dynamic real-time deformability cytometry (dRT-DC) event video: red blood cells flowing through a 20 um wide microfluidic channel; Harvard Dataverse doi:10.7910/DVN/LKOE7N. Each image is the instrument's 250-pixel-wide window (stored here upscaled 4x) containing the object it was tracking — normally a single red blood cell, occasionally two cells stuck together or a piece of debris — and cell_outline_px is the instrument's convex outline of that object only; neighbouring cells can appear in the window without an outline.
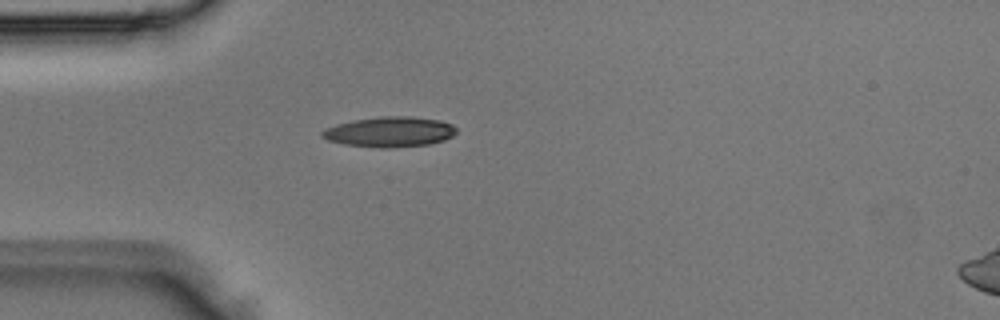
{"species": "Egyptian fruit bat (a non-hibernating species)", "species_latin": "Rousettus aegyptiacus", "temperature_condition": "room temperature", "stored_images_in_passage": 2, "segment_of_instrument_passage": [1, 2], "camera_frame_rate_fps": 3000, "um_per_image_px": 0.085, "animal": {"sex": "male"}, "frame": {"image": 1, "passage_image": 1, "time_ms": 0.0, "image_size_px": [1000, 320], "cell_outline_px": [[456, 132], [452, 136], [444, 140], [428, 144], [388, 148], [380, 148], [344, 144], [328, 140], [320, 136], [320, 132], [336, 124], [352, 120], [380, 116], [412, 116], [440, 120], [452, 124], [456, 128]], "centroid_in_image_um": [33.12, 11.2], "position_along_channel_um": 51.9, "area_um2": 23.7}}